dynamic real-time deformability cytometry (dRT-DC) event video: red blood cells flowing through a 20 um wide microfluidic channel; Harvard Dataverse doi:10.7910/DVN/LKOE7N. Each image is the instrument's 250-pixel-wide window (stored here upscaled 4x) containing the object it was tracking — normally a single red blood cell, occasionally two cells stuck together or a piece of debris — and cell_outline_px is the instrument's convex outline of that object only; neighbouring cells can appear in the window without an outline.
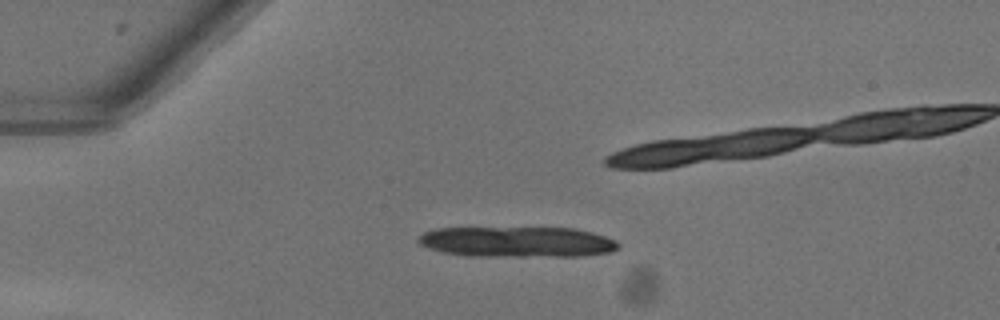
{"species": "common noctule bat (a hibernating species)", "species_latin": "Nyctalus noctula", "temperature_condition": "warm", "stored_images_in_passage": 38, "camera_frame_rate_fps": 3000, "um_per_image_px": 0.085, "animal": {"sex": "female"}, "frame": {"image": 1, "passage_image": 12, "time_ms": 3.667, "image_size_px": [1000, 320], "cell_outline_px": [[620, 248], [612, 252], [580, 256], [468, 256], [444, 252], [428, 248], [420, 244], [416, 240], [416, 236], [424, 232], [436, 228], [576, 228], [592, 232], [616, 240], [620, 244]], "centroid_in_image_um": [43.97, 20.56], "position_along_channel_um": 41.0, "area_um2": 35.89}}